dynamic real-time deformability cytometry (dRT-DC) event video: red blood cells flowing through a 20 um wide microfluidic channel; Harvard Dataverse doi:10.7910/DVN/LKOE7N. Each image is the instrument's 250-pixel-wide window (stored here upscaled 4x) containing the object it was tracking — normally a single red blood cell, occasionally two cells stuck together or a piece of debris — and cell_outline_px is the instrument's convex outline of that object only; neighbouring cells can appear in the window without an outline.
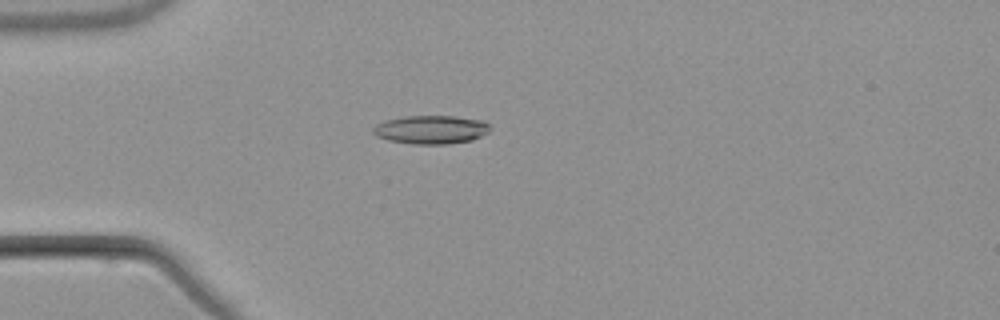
{"species": "common noctule bat (a hibernating species)", "species_latin": "Nyctalus noctula", "temperature_condition": "warm", "stored_images_in_passage": 5, "camera_frame_rate_fps": 3000, "um_per_image_px": 0.085, "animal": {"sex": "male", "body_mass_g": 21.5, "forearm_length_mm": 52.0}, "frame": {"image": 1, "passage_image": 5, "time_ms": 5.0, "image_size_px": [1000, 320], "cell_outline_px": [[492, 128], [488, 132], [472, 140], [448, 144], [412, 144], [388, 140], [376, 136], [372, 132], [372, 128], [376, 124], [388, 120], [404, 116], [452, 116], [484, 120]], "centroid_in_image_um": [36.64, 11.02], "position_along_channel_um": 48.4, "area_um2": 19.48}}